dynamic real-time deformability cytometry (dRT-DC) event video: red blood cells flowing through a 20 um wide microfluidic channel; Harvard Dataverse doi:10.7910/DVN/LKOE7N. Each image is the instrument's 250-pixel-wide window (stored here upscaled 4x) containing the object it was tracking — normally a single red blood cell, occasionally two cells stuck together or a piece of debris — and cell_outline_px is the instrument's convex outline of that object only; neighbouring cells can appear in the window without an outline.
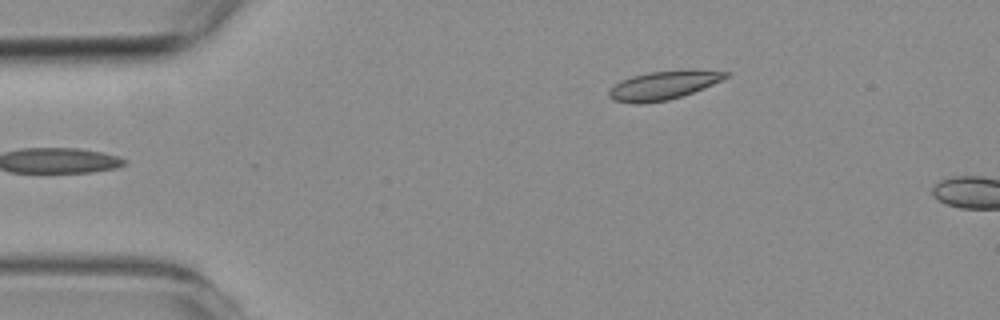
{"species": "common noctule bat (a hibernating species)", "species_latin": "Nyctalus noctula", "temperature_condition": "room temperature", "stored_images_in_passage": 6, "camera_frame_rate_fps": 3000, "um_per_image_px": 0.085, "animal": {"sex": "female", "body_mass_g": 19.3, "forearm_length_mm": 54.1}, "frame": {"image": 1, "passage_image": 6, "time_ms": 5.667, "image_size_px": [1000, 320], "cell_outline_px": [[732, 72], [728, 76], [712, 84], [692, 92], [668, 100], [640, 104], [632, 104], [612, 100], [608, 96], [608, 92], [620, 80], [632, 76], [648, 72], [692, 68]], "centroid_in_image_um": [56.39, 7.23], "position_along_channel_um": 28.6, "area_um2": 19.71}}